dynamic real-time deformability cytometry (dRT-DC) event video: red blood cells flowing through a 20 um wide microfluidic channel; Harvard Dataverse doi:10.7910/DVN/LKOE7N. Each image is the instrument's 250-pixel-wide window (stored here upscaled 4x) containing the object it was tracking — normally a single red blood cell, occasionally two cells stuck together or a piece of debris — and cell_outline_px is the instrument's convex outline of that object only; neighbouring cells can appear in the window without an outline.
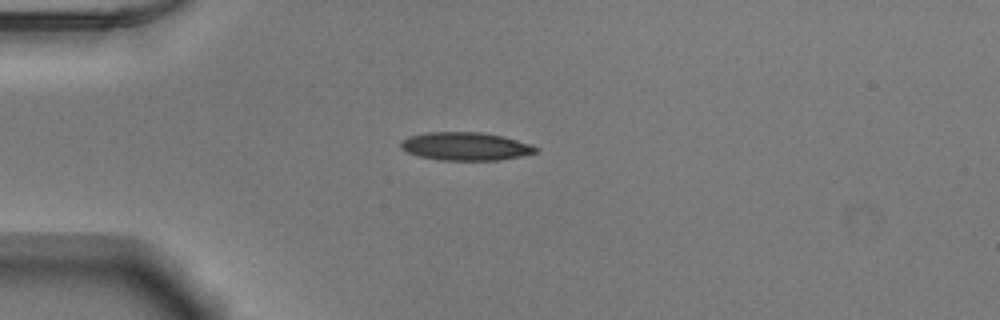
{"species": "Egyptian fruit bat (a non-hibernating species)", "species_latin": "Rousettus aegyptiacus", "temperature_condition": "warm", "stored_images_in_passage": 39, "camera_frame_rate_fps": 3000, "um_per_image_px": 0.085, "animal": {"sex": "male"}, "frame": {"image": 1, "passage_image": 1, "time_ms": 0.0, "image_size_px": [1000, 320], "cell_outline_px": [[540, 148], [536, 152], [520, 156], [500, 160], [440, 160], [420, 156], [408, 152], [400, 148], [400, 140], [408, 136], [428, 132], [480, 132], [504, 136]], "centroid_in_image_um": [39.54, 12.43], "position_along_channel_um": 45.5, "area_um2": 22.08}}
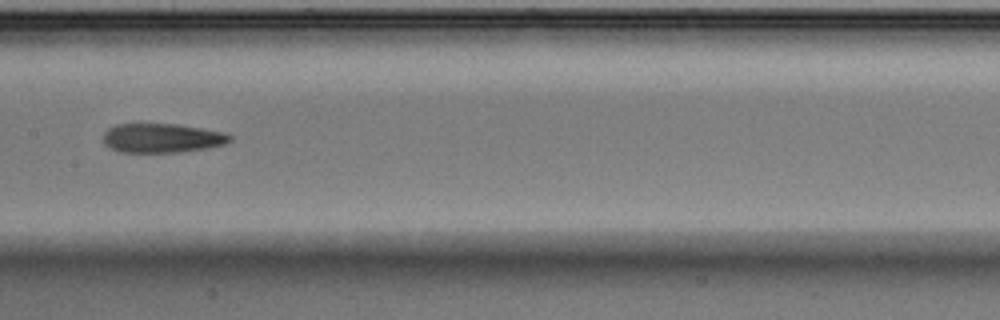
{"frame": {"image": 2, "passage_image": 14, "time_ms": 4.333, "image_size_px": [1000, 320], "cell_outline_px": [[232, 140], [224, 144], [208, 148], [180, 152], [120, 152], [104, 144], [104, 132], [108, 128], [116, 124], [176, 124], [224, 132], [232, 136]], "centroid_in_image_um": [13.78, 11.73], "position_along_channel_um": 193.6, "area_um2": 21.5}}
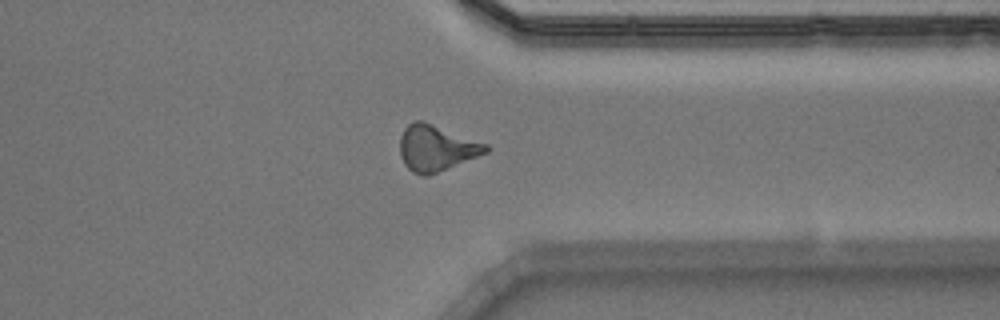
{"frame": {"image": 3, "passage_image": 28, "time_ms": 9.0, "image_size_px": [1000, 320], "cell_outline_px": [[488, 152], [428, 176], [424, 176], [412, 172], [404, 164], [400, 156], [400, 136], [404, 128], [412, 120], [424, 120], [488, 144]], "centroid_in_image_um": [37.06, 12.56], "position_along_channel_um": 374.3, "area_um2": 23.18}, "authors_computed_cell_mechanics": {"area_um2": 21.8484, "velocity_mm_per_s": 3.915, "shape_relaxation_time_tau1_ms": 9.7999, "shape_relaxation_time_tau2_ms": 5.0573, "deformation_change_tau1": 0.2732, "deformation_change_tau2": 0.1645}}